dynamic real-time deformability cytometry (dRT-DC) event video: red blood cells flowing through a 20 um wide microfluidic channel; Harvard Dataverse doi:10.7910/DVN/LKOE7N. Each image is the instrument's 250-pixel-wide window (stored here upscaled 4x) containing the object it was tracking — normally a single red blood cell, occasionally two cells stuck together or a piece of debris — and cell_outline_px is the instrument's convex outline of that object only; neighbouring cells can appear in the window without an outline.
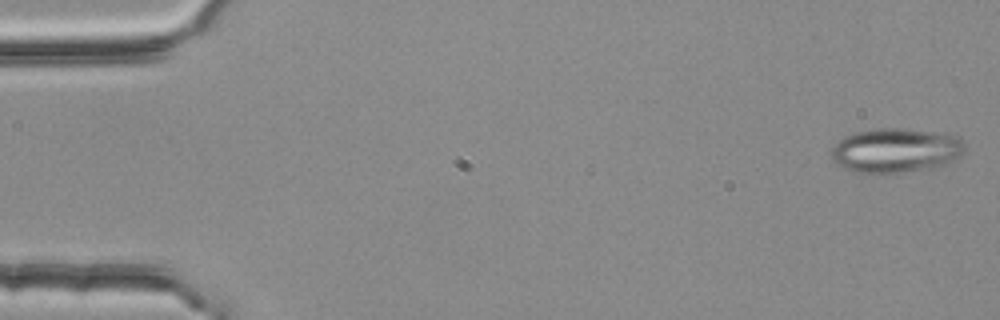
{"species": "common noctule bat (a hibernating species)", "species_latin": "Nyctalus noctula", "temperature_condition": "room temperature", "stored_images_in_passage": 3, "camera_frame_rate_fps": 3000, "um_per_image_px": 0.085, "animal": {"sex": "female", "body_mass_g": 25.1}, "frame": {"image": 1, "passage_image": 1, "time_ms": 0.0, "image_size_px": [1000, 320], "cell_outline_px": [[964, 152], [960, 156], [944, 164], [932, 168], [884, 176], [856, 172], [844, 168], [836, 164], [832, 160], [832, 148], [844, 136], [852, 132], [872, 128], [904, 128], [956, 136], [964, 144]], "centroid_in_image_um": [76.07, 12.82], "position_along_channel_um": 8.9, "area_um2": 35.08}}